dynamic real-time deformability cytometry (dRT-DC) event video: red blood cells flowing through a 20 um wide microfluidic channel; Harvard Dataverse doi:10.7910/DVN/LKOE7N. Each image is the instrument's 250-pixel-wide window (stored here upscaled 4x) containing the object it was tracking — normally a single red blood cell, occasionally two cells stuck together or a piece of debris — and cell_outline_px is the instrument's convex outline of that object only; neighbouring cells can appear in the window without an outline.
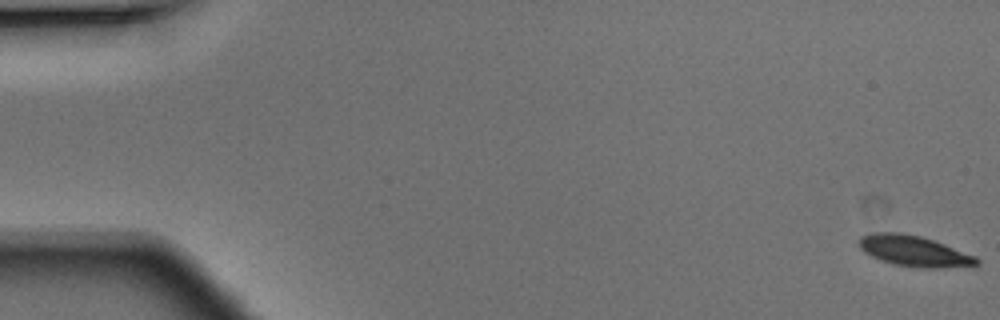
{"species": "Egyptian fruit bat (a non-hibernating species)", "species_latin": "Rousettus aegyptiacus", "temperature_condition": "warm", "stored_images_in_passage": 7, "camera_frame_rate_fps": 3000, "um_per_image_px": 0.085, "animal": {"sex": "male"}, "frame": {"image": 1, "passage_image": 1, "time_ms": 0.0, "image_size_px": [1000, 320], "cell_outline_px": [[980, 264], [940, 268], [924, 268], [892, 264], [880, 260], [864, 252], [860, 248], [860, 236], [872, 232], [900, 232], [920, 236], [944, 244], [976, 256], [980, 260]], "centroid_in_image_um": [77.68, 21.33], "position_along_channel_um": 7.3, "area_um2": 20.98}}